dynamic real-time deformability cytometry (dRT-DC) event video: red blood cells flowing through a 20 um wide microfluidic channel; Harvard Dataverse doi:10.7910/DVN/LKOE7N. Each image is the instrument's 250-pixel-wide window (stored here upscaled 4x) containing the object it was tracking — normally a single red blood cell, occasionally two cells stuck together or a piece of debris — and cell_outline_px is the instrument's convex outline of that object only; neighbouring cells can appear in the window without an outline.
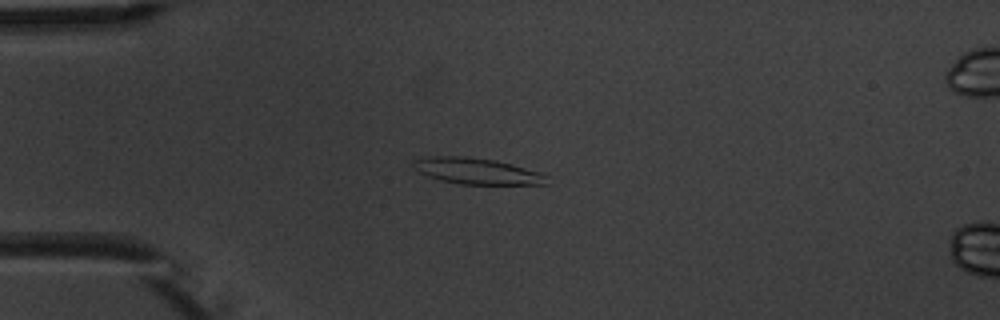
{"species": "common noctule bat (a hibernating species)", "species_latin": "Nyctalus noctula", "temperature_condition": "warm", "stored_images_in_passage": 5, "camera_frame_rate_fps": 3000, "um_per_image_px": 0.085, "animal": {"sex": "male", "body_mass_g": 20.1, "forearm_length_mm": 53.5}, "frame": {"image": 1, "passage_image": 4, "time_ms": 3.333, "image_size_px": [1000, 320], "cell_outline_px": [[548, 184], [460, 184], [440, 180], [416, 172], [412, 168], [412, 160], [428, 156], [464, 156], [496, 160], [512, 164], [540, 172], [548, 176]], "centroid_in_image_um": [40.49, 14.53], "position_along_channel_um": 44.5, "area_um2": 20.58}}